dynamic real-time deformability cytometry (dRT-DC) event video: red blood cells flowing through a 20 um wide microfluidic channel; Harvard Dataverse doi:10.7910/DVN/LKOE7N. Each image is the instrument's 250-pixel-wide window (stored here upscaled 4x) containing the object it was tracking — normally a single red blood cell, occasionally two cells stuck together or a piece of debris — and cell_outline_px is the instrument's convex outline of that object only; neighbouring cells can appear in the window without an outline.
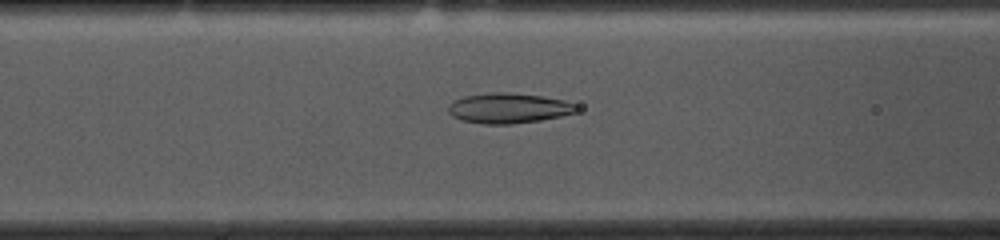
{"species": "common noctule bat (a hibernating species)", "species_latin": "Nyctalus noctula", "temperature_condition": "cold", "stored_images_in_passage": 53, "camera_frame_rate_fps": 3000, "um_per_image_px": 0.085, "animal": {"sex": "female", "body_mass_g": 10.0, "forearm_length_mm": 53.1}, "frame": {"image": 1, "passage_image": 20, "time_ms": 6.333, "image_size_px": [1000, 240], "cell_outline_px": [[580, 108], [576, 112], [560, 116], [540, 120], [512, 124], [484, 124], [460, 120], [452, 116], [448, 112], [448, 104], [464, 96], [492, 92], [504, 92], [540, 96], [564, 100]], "centroid_in_image_um": [43.19, 9.2], "position_along_channel_um": 123.4, "area_um2": 22.43}}
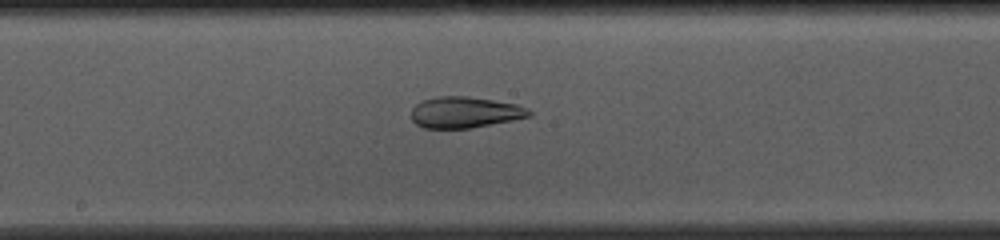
{"frame": {"image": 2, "passage_image": 27, "time_ms": 8.667, "image_size_px": [1000, 240], "cell_outline_px": [[532, 116], [512, 120], [468, 128], [424, 128], [416, 124], [412, 120], [412, 108], [416, 104], [424, 100], [440, 96], [468, 96], [516, 104], [528, 108], [532, 112]], "centroid_in_image_um": [39.52, 9.54], "position_along_channel_um": 208.7, "area_um2": 21.21}}
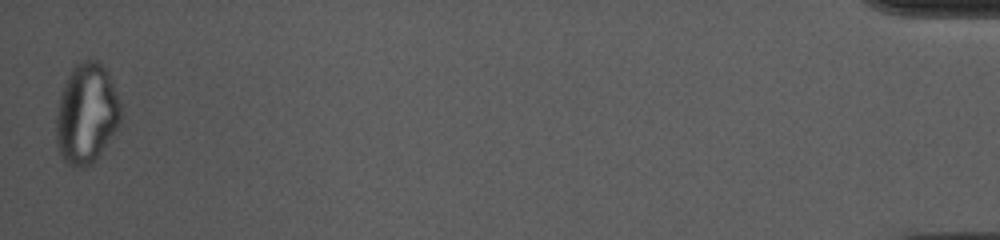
{"frame": {"image": 3, "passage_image": 53, "time_ms": 17.333, "image_size_px": [1000, 240], "cell_outline_px": [[124, 116], [120, 124], [100, 152], [84, 168], [76, 168], [68, 164], [60, 156], [56, 144], [56, 116], [60, 96], [64, 84], [72, 68], [76, 64], [88, 56], [96, 60], [108, 72], [124, 108]], "centroid_in_image_um": [7.38, 9.62], "position_along_channel_um": 427.8, "area_um2": 38.15}, "authors_computed_cell_mechanics": {"area_um2": 26.3568, "velocity_mm_per_s": 3.6523, "shape_relaxation_time_tau1_ms": null, "shape_relaxation_time_tau2_ms": 2.035, "deformation_change_tau1": null, "deformation_change_tau2": 0.0803}}